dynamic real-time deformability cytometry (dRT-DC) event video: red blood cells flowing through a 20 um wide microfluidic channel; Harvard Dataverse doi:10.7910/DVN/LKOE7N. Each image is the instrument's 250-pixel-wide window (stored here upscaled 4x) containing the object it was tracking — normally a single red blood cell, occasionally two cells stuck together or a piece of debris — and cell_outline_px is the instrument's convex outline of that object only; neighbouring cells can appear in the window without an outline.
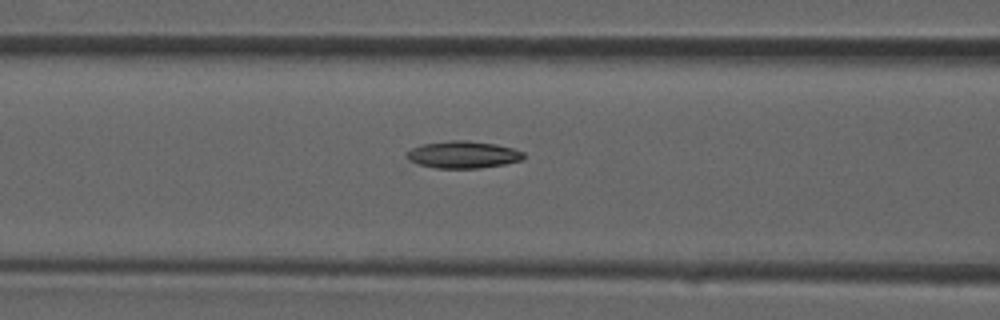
{"species": "common noctule bat (a hibernating species)", "species_latin": "Nyctalus noctula", "temperature_condition": "room temperature", "stored_images_in_passage": 26, "camera_frame_rate_fps": 3000, "um_per_image_px": 0.085, "animal": {"sex": "male", "forearm_length_mm": 52.5}, "frame": {"image": 1, "passage_image": 5, "time_ms": 1.333, "image_size_px": [1000, 320], "cell_outline_px": [[524, 160], [504, 164], [480, 168], [436, 168], [420, 164], [408, 160], [404, 156], [404, 152], [420, 144], [448, 140], [468, 140], [496, 144], [512, 148], [524, 152]], "centroid_in_image_um": [39.33, 13.13], "position_along_channel_um": 127.3, "area_um2": 18.73}}
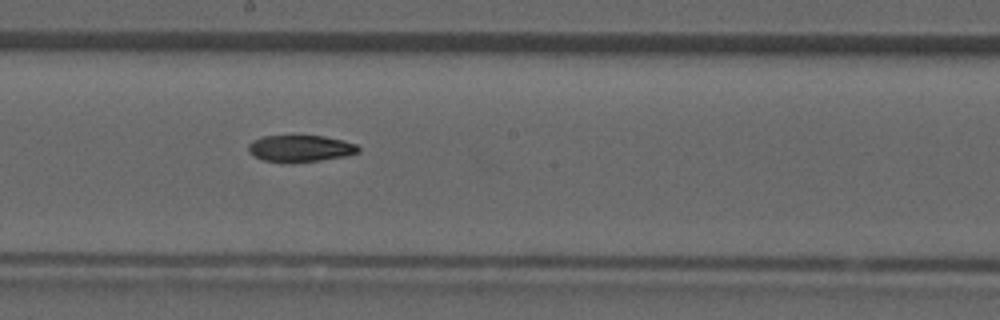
{"frame": {"image": 2, "passage_image": 10, "time_ms": 3.0, "image_size_px": [1000, 320], "cell_outline_px": [[360, 152], [344, 156], [320, 160], [264, 160], [256, 156], [248, 148], [248, 144], [252, 140], [264, 136], [324, 136], [344, 140], [356, 144], [360, 148]], "centroid_in_image_um": [25.59, 12.57], "position_along_channel_um": 222.6, "area_um2": 16.36}}
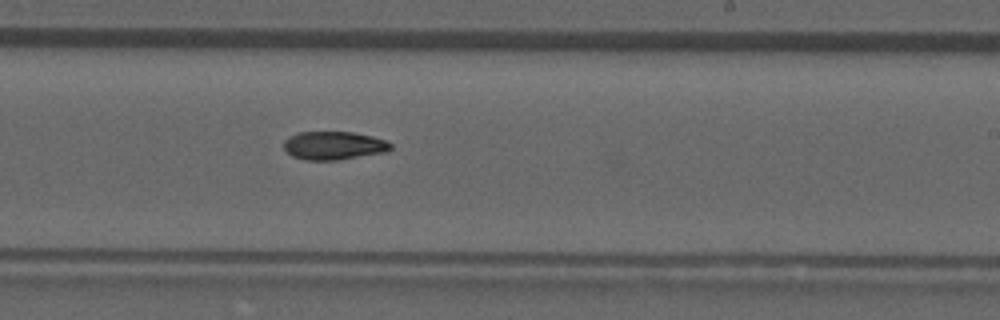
{"frame": {"image": 3, "passage_image": 12, "time_ms": 3.667, "image_size_px": [1000, 320], "cell_outline_px": [[392, 148], [388, 152], [340, 160], [304, 160], [292, 156], [284, 148], [284, 140], [288, 136], [300, 132], [352, 132], [372, 136], [388, 140], [392, 144]], "centroid_in_image_um": [28.41, 12.38], "position_along_channel_um": 260.6, "area_um2": 17.92}}